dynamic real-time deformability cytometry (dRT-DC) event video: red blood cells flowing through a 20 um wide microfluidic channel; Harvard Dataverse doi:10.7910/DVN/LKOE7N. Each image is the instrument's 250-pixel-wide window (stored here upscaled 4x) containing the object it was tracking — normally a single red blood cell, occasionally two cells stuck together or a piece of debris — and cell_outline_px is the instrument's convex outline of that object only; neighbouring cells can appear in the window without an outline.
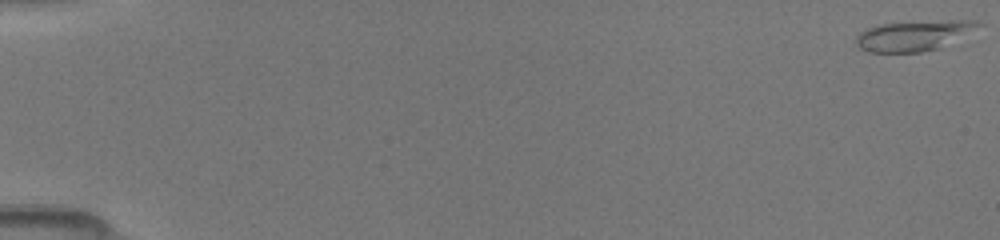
{"species": "common noctule bat (a hibernating species)", "species_latin": "Nyctalus noctula", "temperature_condition": "room temperature", "stored_images_in_passage": 8, "camera_frame_rate_fps": 3000, "um_per_image_px": 0.085, "animal": {"sex": "female", "body_mass_g": 19.5, "forearm_length_mm": 54.1}, "frame": {"image": 1, "passage_image": 1, "time_ms": 0.0, "image_size_px": [1000, 240], "cell_outline_px": [[984, 24], [936, 48], [920, 52], [868, 52], [860, 48], [856, 44], [856, 36], [864, 28], [880, 24], [952, 20], [976, 20]], "centroid_in_image_um": [77.57, 3.02], "position_along_channel_um": 7.4, "area_um2": 20.98}}
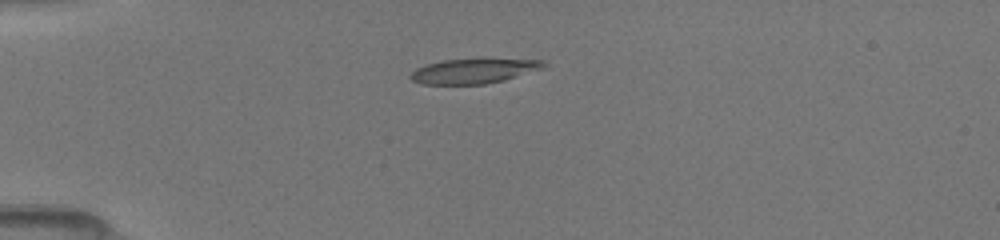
{"frame": {"image": 2, "passage_image": 6, "time_ms": 4.333, "image_size_px": [1000, 240], "cell_outline_px": [[548, 64], [544, 68], [504, 80], [484, 84], [420, 84], [412, 80], [408, 76], [416, 68], [428, 64], [444, 60], [484, 56], [544, 60]], "centroid_in_image_um": [40.35, 5.98], "position_along_channel_um": 44.6, "area_um2": 20.23}}
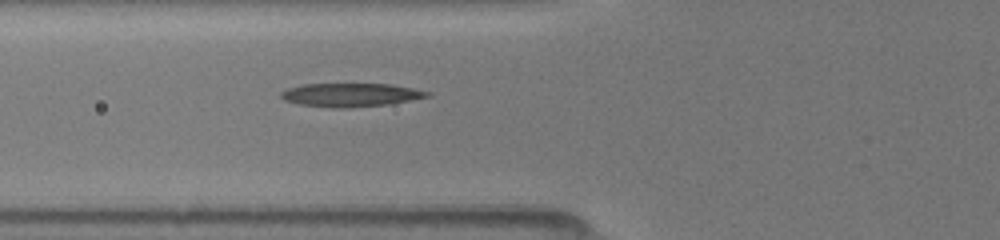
{"frame": {"image": 3, "passage_image": 8, "time_ms": 6.333, "image_size_px": [1000, 240], "cell_outline_px": [[432, 92], [428, 96], [388, 104], [352, 108], [332, 108], [300, 104], [284, 100], [280, 96], [280, 92], [288, 88], [304, 84], [392, 84]], "centroid_in_image_um": [29.78, 8.07], "position_along_channel_um": 96.0, "area_um2": 19.94}}